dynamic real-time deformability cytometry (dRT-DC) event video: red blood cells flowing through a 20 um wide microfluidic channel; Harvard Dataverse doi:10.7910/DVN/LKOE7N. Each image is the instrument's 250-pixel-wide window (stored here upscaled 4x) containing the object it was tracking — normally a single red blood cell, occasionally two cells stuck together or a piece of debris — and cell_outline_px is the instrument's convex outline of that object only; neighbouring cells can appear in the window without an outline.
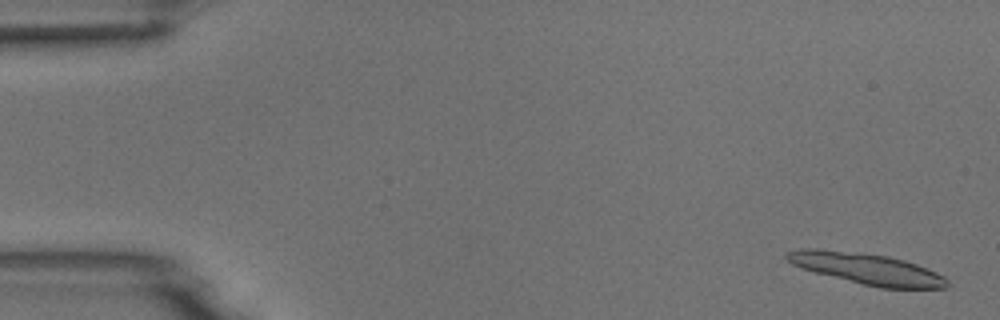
{"species": "common noctule bat (a hibernating species)", "species_latin": "Nyctalus noctula", "temperature_condition": "room temperature", "stored_images_in_passage": 54, "camera_frame_rate_fps": 3000, "um_per_image_px": 0.085, "animal": {"sex": "male", "body_mass_g": 18.8}, "frame": {"image": 1, "passage_image": 2, "time_ms": 0.333, "image_size_px": [1000, 320], "cell_outline_px": [[952, 284], [948, 288], [880, 288], [800, 268], [792, 264], [784, 256], [784, 252], [800, 248], [820, 248], [860, 252], [888, 256], [904, 260], [928, 268], [944, 276]], "centroid_in_image_um": [73.69, 22.83], "position_along_channel_um": 11.3, "area_um2": 29.25}}
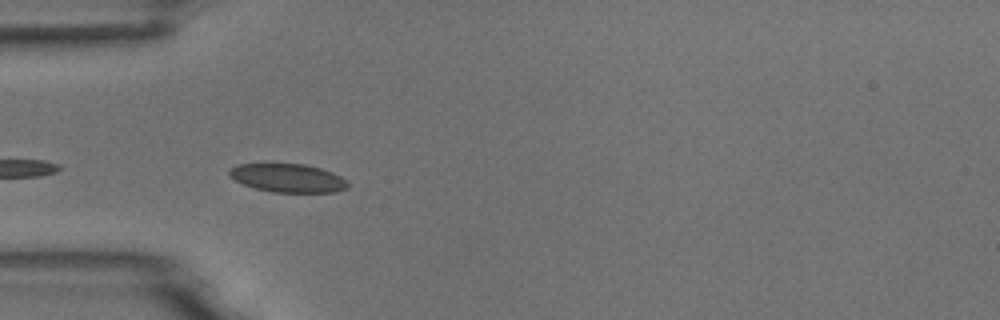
{"frame": {"image": 2, "passage_image": 17, "time_ms": 5.333, "image_size_px": [1000, 320], "cell_outline_px": [[348, 188], [336, 192], [272, 192], [256, 188], [244, 184], [228, 176], [228, 172], [236, 164], [304, 164], [320, 168], [332, 172], [340, 176], [348, 184]], "centroid_in_image_um": [24.47, 15.13], "position_along_channel_um": 60.5, "area_um2": 19.48}}
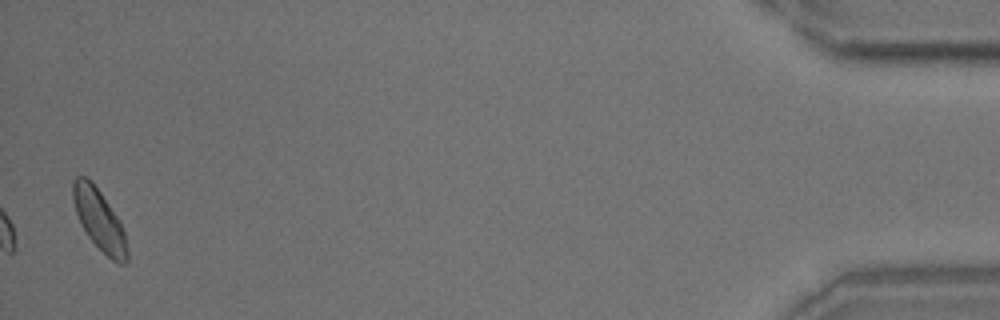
{"frame": {"image": 3, "passage_image": 54, "time_ms": 17.667, "image_size_px": [1000, 320], "cell_outline_px": [[128, 260], [124, 264], [120, 264], [112, 260], [88, 236], [80, 224], [72, 200], [72, 180], [76, 176], [84, 176], [92, 180], [120, 220], [124, 232], [128, 252]], "centroid_in_image_um": [8.43, 18.65], "position_along_channel_um": 426.8, "area_um2": 19.31}}